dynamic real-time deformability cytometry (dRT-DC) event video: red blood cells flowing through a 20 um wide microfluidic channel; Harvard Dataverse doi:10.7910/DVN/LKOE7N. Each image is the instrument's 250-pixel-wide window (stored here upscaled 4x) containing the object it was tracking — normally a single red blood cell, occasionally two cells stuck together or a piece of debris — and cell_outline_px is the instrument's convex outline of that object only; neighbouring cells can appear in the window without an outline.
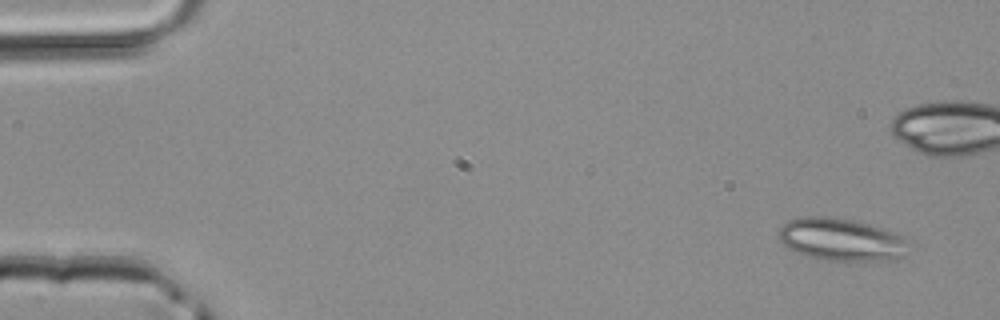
{"species": "common noctule bat (a hibernating species)", "species_latin": "Nyctalus noctula", "temperature_condition": "room temperature", "stored_images_in_passage": 3, "camera_frame_rate_fps": 3000, "um_per_image_px": 0.085, "animal": {"sex": "male", "body_mass_g": 20.4}, "frame": {"image": 1, "passage_image": 1, "time_ms": 0.0, "image_size_px": [1000, 320], "cell_outline_px": [[908, 240], [904, 256], [896, 264], [824, 260], [808, 256], [788, 248], [780, 240], [780, 228], [788, 220], [804, 216], [824, 216], [852, 220], [884, 228], [904, 236]], "centroid_in_image_um": [71.64, 20.42], "position_along_channel_um": 13.4, "area_um2": 33.18}}